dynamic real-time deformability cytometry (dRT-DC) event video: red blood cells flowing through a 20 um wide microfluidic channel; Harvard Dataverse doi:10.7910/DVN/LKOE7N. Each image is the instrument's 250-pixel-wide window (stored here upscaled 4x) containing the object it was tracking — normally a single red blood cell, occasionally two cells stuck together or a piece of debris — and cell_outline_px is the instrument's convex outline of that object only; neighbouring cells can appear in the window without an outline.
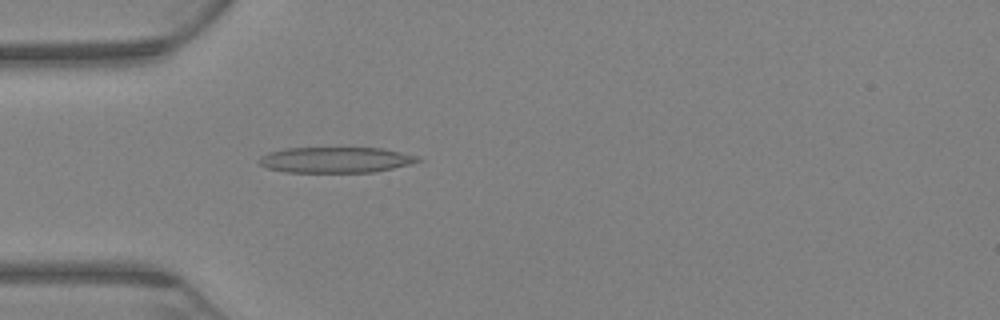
{"species": "Egyptian fruit bat (a non-hibernating species)", "species_latin": "Rousettus aegyptiacus", "temperature_condition": "warm", "stored_images_in_passage": 68, "camera_frame_rate_fps": 3000, "um_per_image_px": 0.085, "animal": {"sex": "female"}, "frame": {"image": 1, "passage_image": 21, "time_ms": 6.667, "image_size_px": [1000, 320], "cell_outline_px": [[420, 160], [408, 164], [392, 168], [372, 172], [288, 172], [268, 168], [260, 164], [256, 160], [260, 156], [268, 152], [284, 148], [380, 148], [420, 156]], "centroid_in_image_um": [28.47, 13.58], "position_along_channel_um": 56.5, "area_um2": 23.64}}
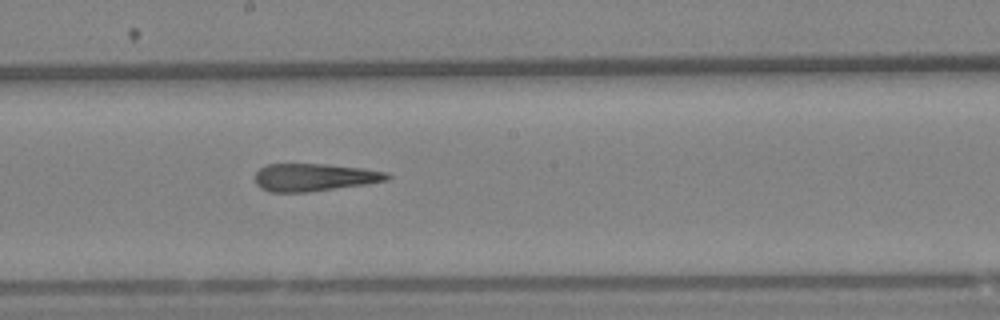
{"frame": {"image": 2, "passage_image": 38, "time_ms": 12.333, "image_size_px": [1000, 320], "cell_outline_px": [[392, 176], [388, 180], [368, 184], [308, 192], [268, 192], [260, 188], [256, 184], [256, 172], [260, 168], [268, 164], [328, 164], [360, 168], [388, 172]], "centroid_in_image_um": [26.73, 15.08], "position_along_channel_um": 221.5, "area_um2": 21.39}}
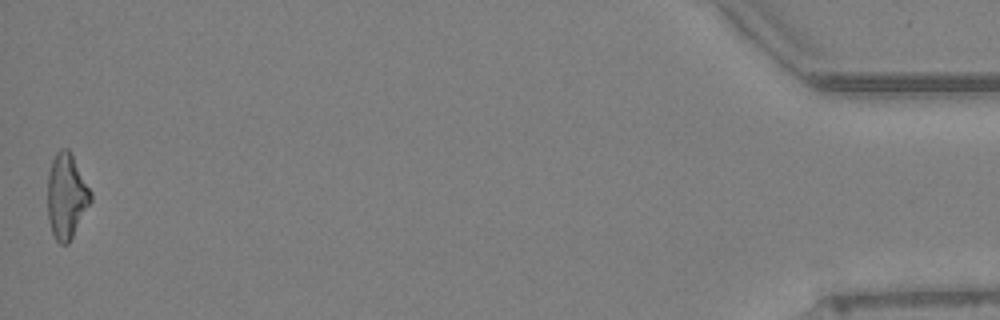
{"frame": {"image": 3, "passage_image": 68, "time_ms": 22.333, "image_size_px": [1000, 320], "cell_outline_px": [[92, 200], [68, 244], [60, 244], [56, 240], [52, 232], [48, 220], [48, 176], [52, 160], [56, 152], [60, 148], [68, 148], [92, 192]], "centroid_in_image_um": [5.65, 16.67], "position_along_channel_um": 429.6, "area_um2": 21.21}, "authors_computed_cell_mechanics": {"area_um2": 22.3397, "velocity_mm_per_s": 3.0186, "shape_relaxation_time_tau1_ms": null, "shape_relaxation_time_tau2_ms": 3.7503, "deformation_change_tau1": null, "deformation_change_tau2": 0.1668}}